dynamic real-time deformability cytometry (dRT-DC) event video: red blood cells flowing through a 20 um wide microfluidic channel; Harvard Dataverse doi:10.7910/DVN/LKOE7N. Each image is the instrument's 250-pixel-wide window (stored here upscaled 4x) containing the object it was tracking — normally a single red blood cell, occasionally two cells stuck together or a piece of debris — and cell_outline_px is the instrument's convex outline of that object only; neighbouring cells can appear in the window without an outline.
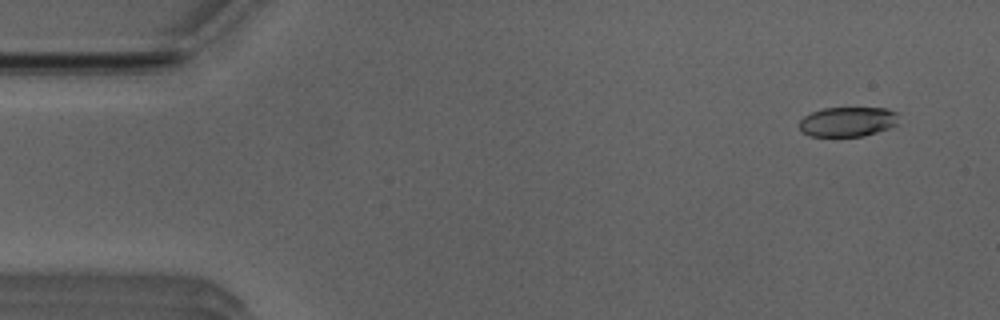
{"species": "Egyptian fruit bat (a non-hibernating species)", "species_latin": "Rousettus aegyptiacus", "temperature_condition": "room temperature", "stored_images_in_passage": 49, "camera_frame_rate_fps": 3000, "um_per_image_px": 0.085, "animal": {"sex": "male"}, "frame": {"image": 1, "passage_image": 1, "time_ms": 0.0, "image_size_px": [1000, 320], "cell_outline_px": [[896, 124], [888, 128], [864, 136], [808, 136], [800, 132], [800, 120], [804, 116], [812, 112], [824, 108], [888, 108], [896, 112]], "centroid_in_image_um": [72.01, 10.35], "position_along_channel_um": 13.0, "area_um2": 17.11}}
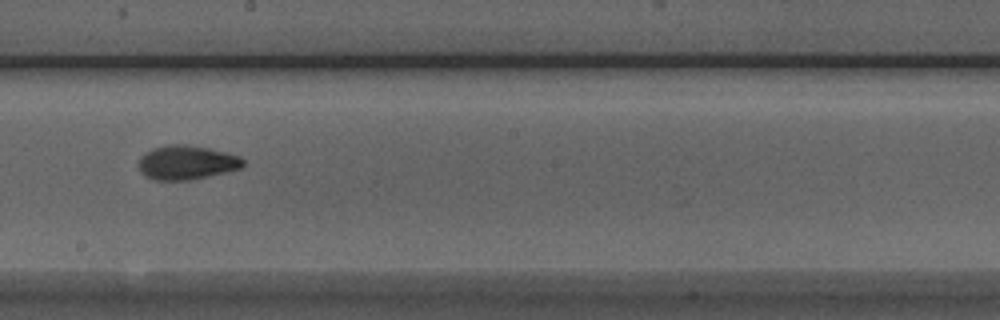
{"frame": {"image": 2, "passage_image": 26, "time_ms": 8.333, "image_size_px": [1000, 320], "cell_outline_px": [[244, 164], [240, 168], [224, 172], [188, 180], [156, 180], [144, 176], [140, 172], [136, 164], [140, 156], [144, 152], [152, 148], [172, 144], [184, 144], [208, 148], [240, 156], [244, 160]], "centroid_in_image_um": [15.78, 13.81], "position_along_channel_um": 232.4, "area_um2": 20.81}}
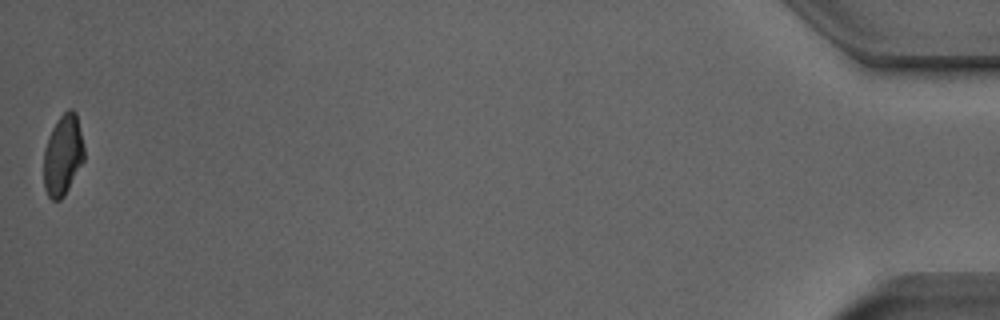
{"frame": {"image": 3, "passage_image": 49, "time_ms": 16.0, "image_size_px": [1000, 320], "cell_outline_px": [[84, 160], [64, 196], [60, 200], [52, 200], [48, 196], [44, 188], [44, 148], [52, 128], [56, 120], [68, 108], [72, 108], [76, 112], [84, 148]], "centroid_in_image_um": [5.34, 13.17], "position_along_channel_um": 429.9, "area_um2": 19.02}, "authors_computed_cell_mechanics": {"area_um2": 19.7098, "velocity_mm_per_s": 3.9422, "shape_relaxation_time_tau1_ms": 2.5096, "shape_relaxation_time_tau2_ms": 2.2759, "deformation_change_tau1": 0.1565, "deformation_change_tau2": 0.0804}}